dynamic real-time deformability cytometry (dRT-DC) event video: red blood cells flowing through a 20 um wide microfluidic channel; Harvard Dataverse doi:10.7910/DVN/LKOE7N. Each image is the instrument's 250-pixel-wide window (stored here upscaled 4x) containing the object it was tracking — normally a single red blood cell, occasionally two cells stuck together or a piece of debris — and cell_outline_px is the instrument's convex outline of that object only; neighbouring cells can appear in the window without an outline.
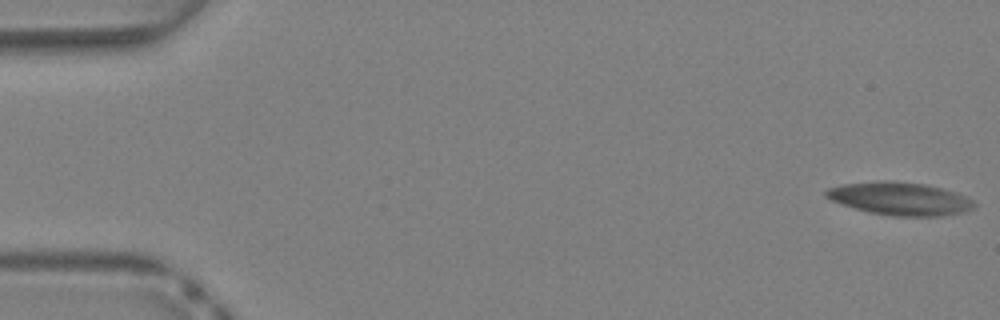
{"species": "Egyptian fruit bat (a non-hibernating species)", "species_latin": "Rousettus aegyptiacus", "temperature_condition": "warm", "stored_images_in_passage": 44, "camera_frame_rate_fps": 3000, "um_per_image_px": 0.085, "animal": {"sex": "female"}, "frame": {"image": 1, "passage_image": 1, "time_ms": 0.0, "image_size_px": [1000, 320], "cell_outline_px": [[976, 204], [972, 208], [960, 212], [940, 216], [892, 216], [872, 212], [856, 208], [832, 200], [824, 196], [824, 192], [828, 188], [844, 184], [884, 180], [924, 184], [940, 188], [964, 196], [972, 200]], "centroid_in_image_um": [76.46, 16.88], "position_along_channel_um": 8.5, "area_um2": 27.74}}
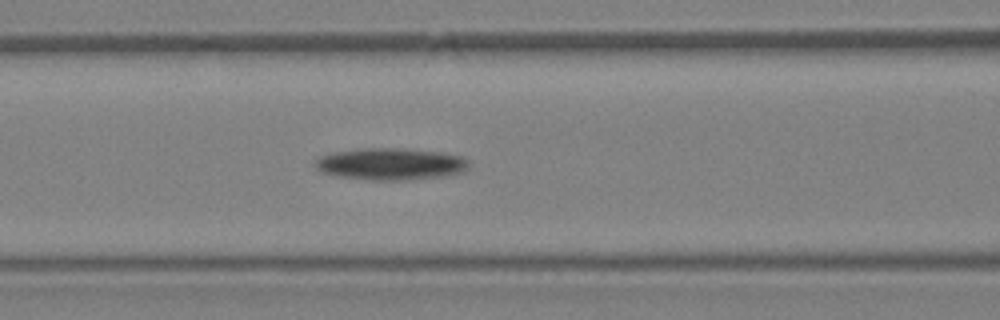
{"frame": {"image": 2, "passage_image": 19, "time_ms": 6.0, "image_size_px": [1000, 320], "cell_outline_px": [[468, 168], [464, 172], [448, 176], [408, 180], [368, 180], [332, 176], [320, 172], [312, 164], [320, 156], [336, 152], [364, 148], [400, 148], [444, 152], [464, 156], [468, 160]], "centroid_in_image_um": [33.22, 13.95], "position_along_channel_um": 133.4, "area_um2": 29.19}}
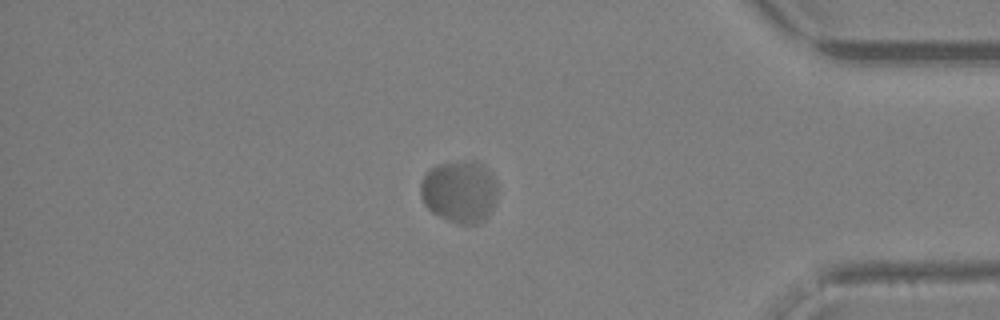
{"frame": {"image": 3, "passage_image": 38, "time_ms": 12.333, "image_size_px": [1000, 320], "cell_outline_px": [[496, 200], [492, 208], [476, 224], [460, 224], [440, 216], [432, 212], [424, 204], [420, 196], [420, 184], [424, 172], [440, 164], [468, 160], [476, 160], [484, 164], [488, 168], [496, 184]], "centroid_in_image_um": [39.03, 16.24], "position_along_channel_um": 396.2, "area_um2": 27.8}, "authors_computed_cell_mechanics": {"area_um2": 27.2527, "velocity_mm_per_s": 4.6582, "shape_relaxation_time_tau1_ms": 0.4986, "shape_relaxation_time_tau2_ms": null, "deformation_change_tau1": 0.0381, "deformation_change_tau2": null}}